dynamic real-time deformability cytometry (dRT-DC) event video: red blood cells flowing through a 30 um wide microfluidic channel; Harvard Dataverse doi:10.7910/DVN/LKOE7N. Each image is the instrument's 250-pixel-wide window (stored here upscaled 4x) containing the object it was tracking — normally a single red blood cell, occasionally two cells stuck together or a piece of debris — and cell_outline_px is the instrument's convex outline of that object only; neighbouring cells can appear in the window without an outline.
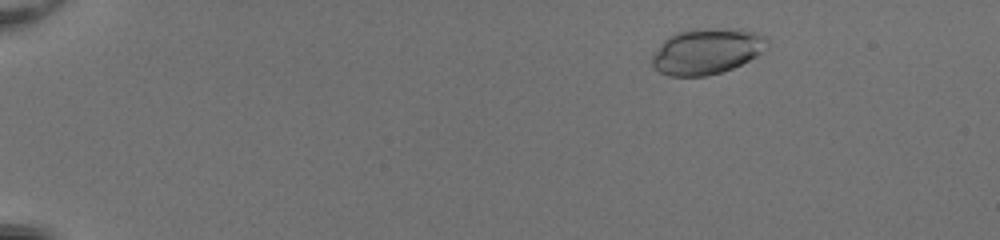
{"species": "common noctule bat (a hibernating species)", "species_latin": "Nyctalus noctula", "temperature_condition": "room temperature", "stored_images_in_passage": 50, "camera_frame_rate_fps": 3000, "um_per_image_px": 0.085, "animal": {"sex": "female", "body_mass_g": 20.0, "forearm_length_mm": 54.0}, "frame": {"image": 1, "passage_image": 7, "time_ms": 2.0, "image_size_px": [1000, 240], "cell_outline_px": [[768, 48], [756, 56], [732, 68], [720, 72], [704, 76], [668, 76], [660, 72], [652, 64], [652, 56], [660, 44], [668, 36], [676, 32], [692, 28], [740, 28], [756, 32], [764, 36], [768, 40]], "centroid_in_image_um": [60.09, 4.33], "position_along_channel_um": 24.9, "area_um2": 30.98}}
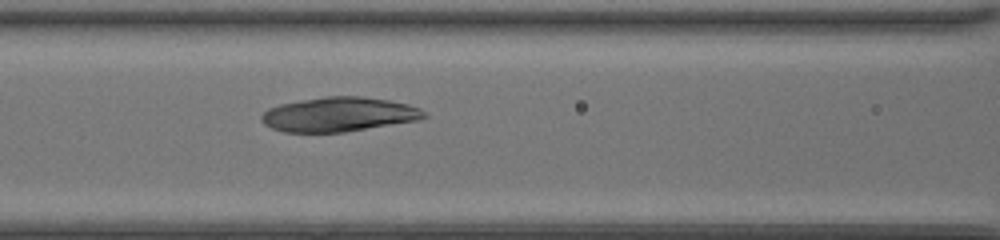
{"frame": {"image": 2, "passage_image": 24, "time_ms": 7.667, "image_size_px": [1000, 240], "cell_outline_px": [[428, 116], [420, 120], [344, 132], [284, 132], [272, 128], [264, 124], [260, 120], [260, 116], [268, 108], [280, 104], [300, 100], [324, 96], [360, 96], [388, 100], [408, 104], [420, 108], [428, 112]], "centroid_in_image_um": [28.82, 9.72], "position_along_channel_um": 137.8, "area_um2": 32.83}}
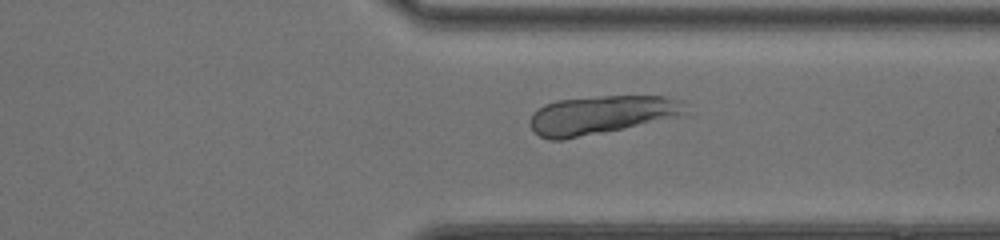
{"frame": {"image": 3, "passage_image": 40, "time_ms": 13.0, "image_size_px": [1000, 240], "cell_outline_px": [[688, 112], [624, 128], [564, 140], [548, 140], [540, 136], [532, 128], [532, 112], [544, 104], [556, 100], [596, 96], [668, 96], [684, 100], [688, 104]], "centroid_in_image_um": [51.1, 9.74], "position_along_channel_um": 360.3, "area_um2": 34.62}}